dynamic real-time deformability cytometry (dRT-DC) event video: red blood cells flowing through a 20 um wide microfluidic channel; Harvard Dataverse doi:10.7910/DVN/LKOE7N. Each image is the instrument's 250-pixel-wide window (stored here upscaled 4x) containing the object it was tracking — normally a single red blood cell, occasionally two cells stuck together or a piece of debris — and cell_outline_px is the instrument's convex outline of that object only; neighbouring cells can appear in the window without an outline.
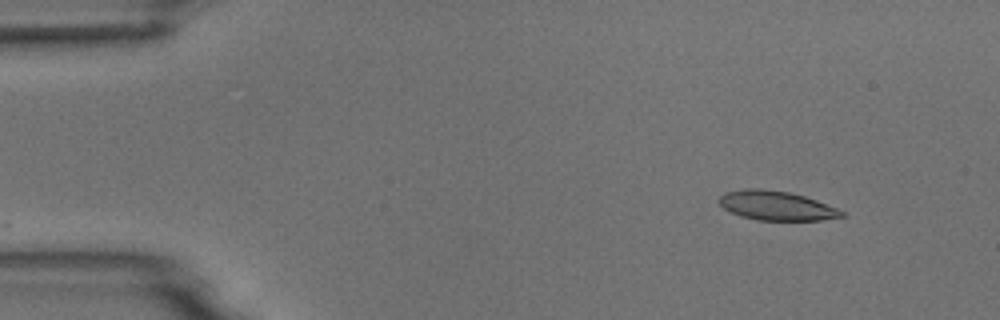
{"species": "common noctule bat (a hibernating species)", "species_latin": "Nyctalus noctula", "temperature_condition": "room temperature", "stored_images_in_passage": 49, "camera_frame_rate_fps": 3000, "um_per_image_px": 0.085, "animal": {"sex": "male", "body_mass_g": 18.8}, "frame": {"image": 1, "passage_image": 1, "time_ms": 0.0, "image_size_px": [1000, 320], "cell_outline_px": [[844, 216], [820, 220], [756, 220], [740, 216], [724, 208], [716, 200], [724, 192], [748, 188], [760, 188], [788, 192], [804, 196], [816, 200], [836, 208], [844, 212]], "centroid_in_image_um": [65.94, 17.47], "position_along_channel_um": 19.1, "area_um2": 20.81}}
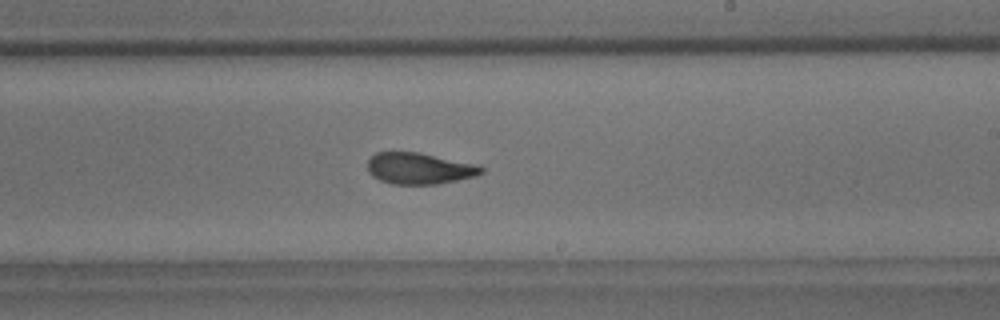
{"frame": {"image": 2, "passage_image": 27, "time_ms": 8.667, "image_size_px": [1000, 320], "cell_outline_px": [[484, 172], [476, 176], [440, 184], [392, 184], [380, 180], [372, 176], [368, 172], [368, 160], [376, 152], [420, 152], [476, 164], [484, 168]], "centroid_in_image_um": [35.65, 14.32], "position_along_channel_um": 253.3, "area_um2": 20.92}}
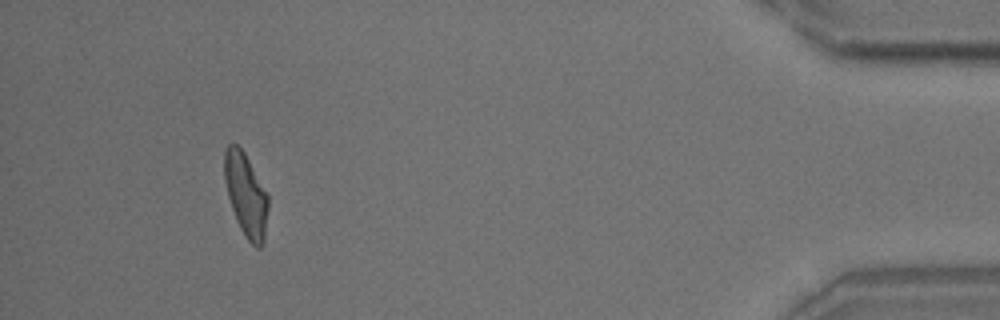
{"frame": {"image": 3, "passage_image": 45, "time_ms": 14.667, "image_size_px": [1000, 320], "cell_outline_px": [[268, 208], [264, 240], [260, 248], [256, 248], [244, 236], [236, 220], [228, 196], [224, 180], [224, 152], [228, 144], [236, 144], [244, 152], [268, 196]], "centroid_in_image_um": [20.89, 16.58], "position_along_channel_um": 414.3, "area_um2": 20.98}, "authors_computed_cell_mechanics": {"area_um2": 21.5016, "velocity_mm_per_s": 3.7563, "shape_relaxation_time_tau1_ms": 4.9557, "shape_relaxation_time_tau2_ms": 2.097, "deformation_change_tau1": 0.1604, "deformation_change_tau2": 0.0882}}